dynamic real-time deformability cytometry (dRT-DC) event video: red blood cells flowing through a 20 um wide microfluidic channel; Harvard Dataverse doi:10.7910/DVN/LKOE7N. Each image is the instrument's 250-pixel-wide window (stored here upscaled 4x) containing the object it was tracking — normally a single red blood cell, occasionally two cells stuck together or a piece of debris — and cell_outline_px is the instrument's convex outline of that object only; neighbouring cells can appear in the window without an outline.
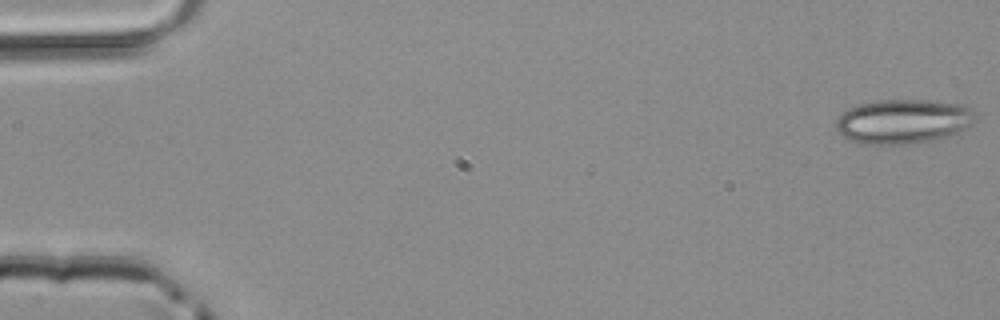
{"species": "common noctule bat (a hibernating species)", "species_latin": "Nyctalus noctula", "temperature_condition": "room temperature", "stored_images_in_passage": 48, "camera_frame_rate_fps": 3000, "um_per_image_px": 0.085, "animal": {"sex": "male", "body_mass_g": 20.4}, "frame": {"image": 1, "passage_image": 1, "time_ms": 0.0, "image_size_px": [1000, 320], "cell_outline_px": [[972, 124], [960, 132], [952, 136], [916, 144], [864, 144], [848, 140], [836, 128], [836, 120], [848, 108], [856, 104], [880, 100], [928, 100], [964, 104], [972, 112]], "centroid_in_image_um": [76.76, 10.33], "position_along_channel_um": 8.2, "area_um2": 36.24}}
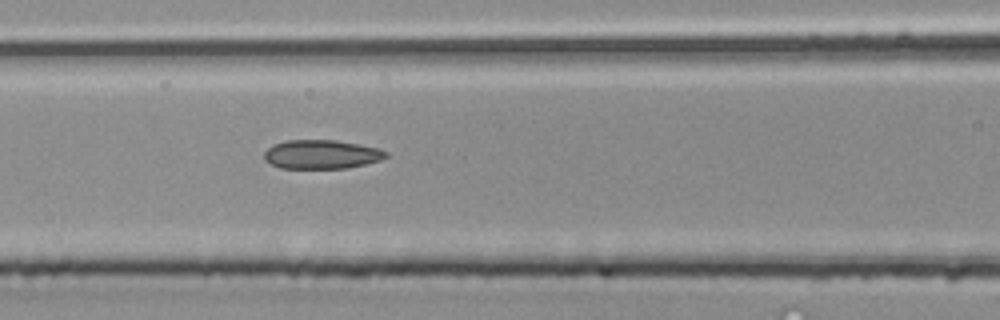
{"frame": {"image": 2, "passage_image": 21, "time_ms": 6.667, "image_size_px": [1000, 320], "cell_outline_px": [[388, 156], [380, 160], [348, 168], [280, 168], [264, 160], [264, 152], [272, 144], [284, 140], [336, 140], [360, 144], [380, 148], [388, 152]], "centroid_in_image_um": [27.33, 13.11], "position_along_channel_um": 139.3, "area_um2": 20.69}}
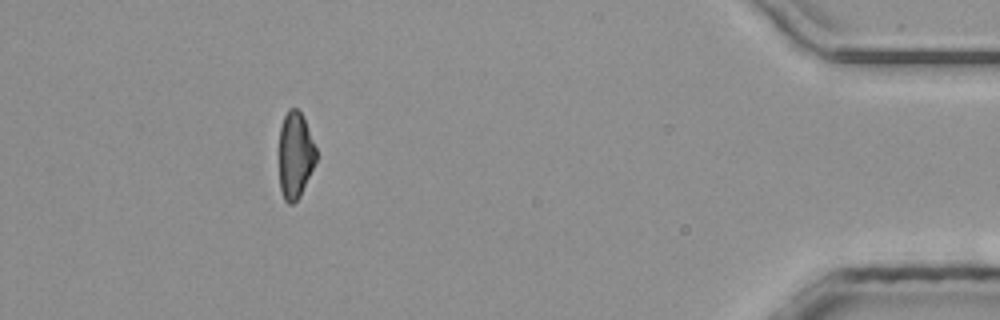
{"frame": {"image": 3, "passage_image": 44, "time_ms": 14.333, "image_size_px": [1000, 320], "cell_outline_px": [[316, 160], [300, 196], [292, 204], [288, 204], [284, 200], [280, 188], [280, 128], [284, 116], [288, 108], [296, 108], [300, 112], [304, 120], [316, 148]], "centroid_in_image_um": [25.09, 13.2], "position_along_channel_um": 410.1, "area_um2": 18.32}}